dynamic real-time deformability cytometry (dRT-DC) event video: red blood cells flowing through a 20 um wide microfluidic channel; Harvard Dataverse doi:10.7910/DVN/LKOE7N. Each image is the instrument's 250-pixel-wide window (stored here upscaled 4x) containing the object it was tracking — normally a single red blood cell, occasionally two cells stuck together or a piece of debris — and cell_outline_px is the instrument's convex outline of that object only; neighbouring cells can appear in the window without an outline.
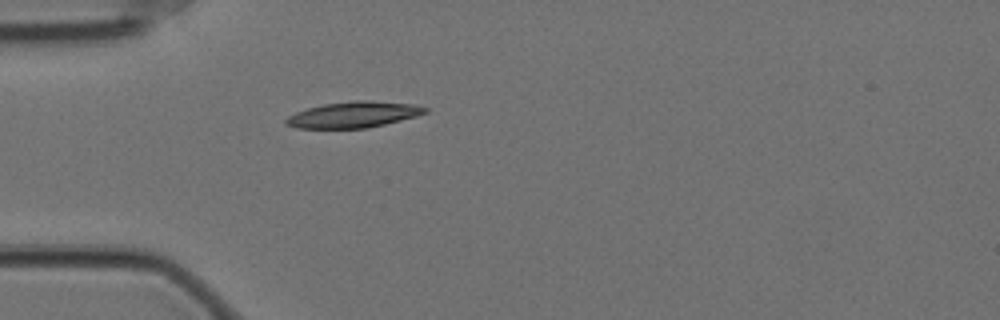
{"species": "Egyptian fruit bat (a non-hibernating species)", "species_latin": "Rousettus aegyptiacus", "temperature_condition": "cold", "stored_images_in_passage": 6, "camera_frame_rate_fps": 3000, "um_per_image_px": 0.085, "animal": {"sex": "female"}, "frame": {"image": 1, "passage_image": 1, "time_ms": 0.0, "image_size_px": [1000, 320], "cell_outline_px": [[428, 112], [416, 116], [368, 128], [296, 128], [284, 124], [284, 120], [288, 116], [296, 112], [308, 108], [324, 104], [356, 100], [364, 100], [412, 104], [428, 108]], "centroid_in_image_um": [30.02, 9.75], "position_along_channel_um": 55.0, "area_um2": 20.92}}